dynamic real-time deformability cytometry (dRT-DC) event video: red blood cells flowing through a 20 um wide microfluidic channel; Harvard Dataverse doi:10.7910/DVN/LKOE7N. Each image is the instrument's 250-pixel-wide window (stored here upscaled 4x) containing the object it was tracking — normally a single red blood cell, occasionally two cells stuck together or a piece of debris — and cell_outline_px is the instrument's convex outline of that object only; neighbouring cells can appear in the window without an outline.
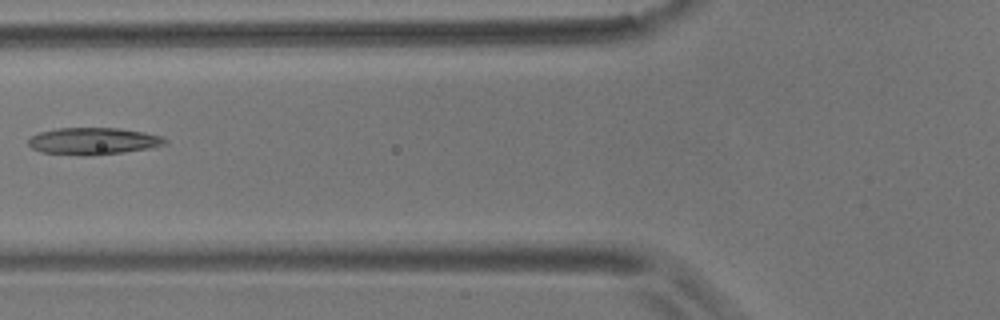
{"species": "common noctule bat (a hibernating species)", "species_latin": "Nyctalus noctula", "temperature_condition": "room temperature", "stored_images_in_passage": 8, "camera_frame_rate_fps": 3000, "um_per_image_px": 0.085, "animal": {"sex": "male", "body_mass_g": 17.9}, "frame": {"image": 1, "passage_image": 7, "time_ms": 7.0, "image_size_px": [1000, 320], "cell_outline_px": [[168, 144], [152, 148], [124, 152], [92, 156], [84, 156], [40, 152], [32, 148], [28, 144], [28, 140], [32, 136], [40, 132], [56, 128], [120, 128], [144, 132], [160, 136], [168, 140]], "centroid_in_image_um": [7.95, 12.0], "position_along_channel_um": 117.8, "area_um2": 21.73}}
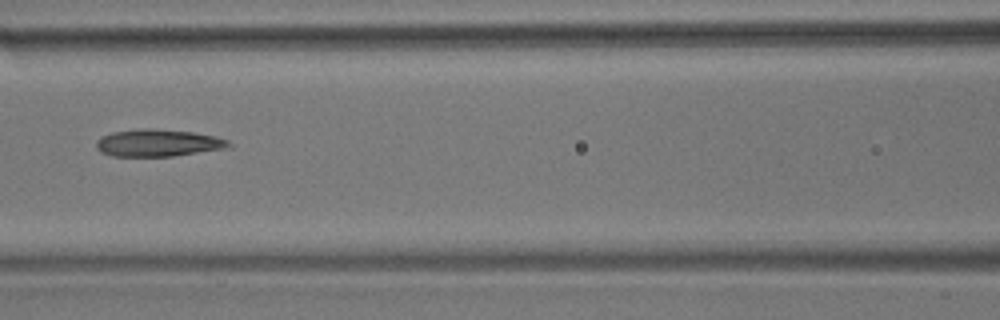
{"frame": {"image": 2, "passage_image": 8, "time_ms": 8.0, "image_size_px": [1000, 320], "cell_outline_px": [[232, 148], [172, 156], [112, 156], [100, 152], [96, 148], [96, 140], [100, 136], [112, 132], [140, 128], [152, 128], [192, 132], [216, 136], [228, 140], [232, 144]], "centroid_in_image_um": [13.45, 12.15], "position_along_channel_um": 153.2, "area_um2": 21.33}}